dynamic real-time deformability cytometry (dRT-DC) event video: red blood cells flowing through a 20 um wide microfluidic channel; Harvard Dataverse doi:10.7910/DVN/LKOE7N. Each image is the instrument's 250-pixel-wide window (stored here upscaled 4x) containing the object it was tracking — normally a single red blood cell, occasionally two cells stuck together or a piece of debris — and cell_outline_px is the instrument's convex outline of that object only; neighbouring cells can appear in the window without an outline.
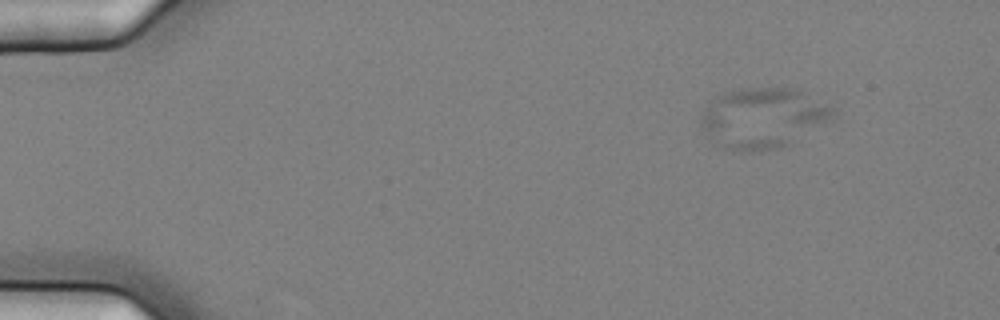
{"species": "common noctule bat (a hibernating species)", "species_latin": "Nyctalus noctula", "temperature_condition": "cold", "stored_images_in_passage": 51, "camera_frame_rate_fps": 3000, "um_per_image_px": 0.085, "animal": {"sex": "female", "body_mass_g": 25.1}, "frame": {"image": 1, "passage_image": 1, "time_ms": 0.0, "image_size_px": [1000, 320], "cell_outline_px": [[836, 116], [832, 120], [780, 148], [748, 152], [724, 148], [716, 144], [700, 124], [700, 116], [704, 108], [716, 96], [728, 92], [748, 88], [792, 88], [832, 104], [836, 108]], "centroid_in_image_um": [64.89, 10.02], "position_along_channel_um": 20.1, "area_um2": 46.36}}
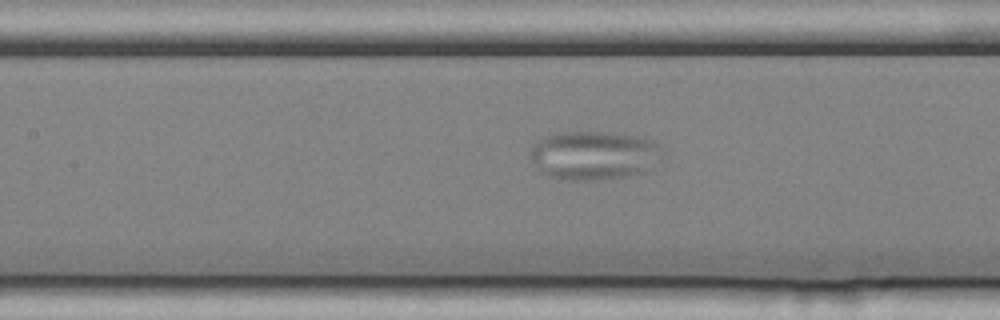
{"frame": {"image": 2, "passage_image": 21, "time_ms": 6.667, "image_size_px": [1000, 320], "cell_outline_px": [[664, 144], [660, 152], [648, 172], [624, 176], [596, 180], [564, 180], [548, 176], [540, 172], [532, 160], [532, 148], [544, 136], [556, 132], [604, 132], [632, 136], [652, 140]], "centroid_in_image_um": [50.47, 13.21], "position_along_channel_um": 156.9, "area_um2": 37.28}}
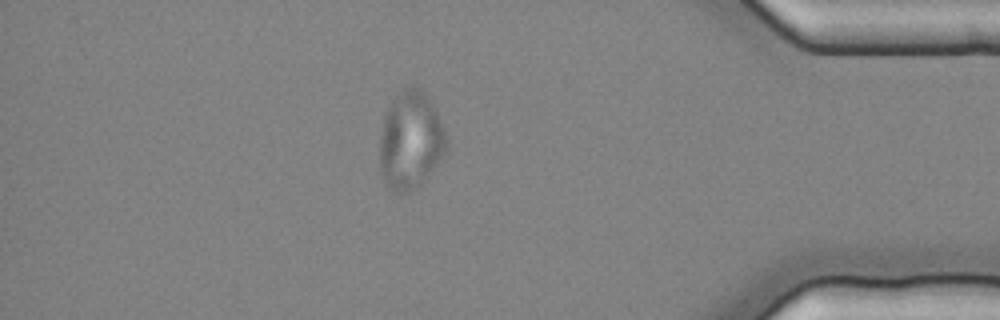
{"frame": {"image": 3, "passage_image": 44, "time_ms": 14.333, "image_size_px": [1000, 320], "cell_outline_px": [[448, 148], [420, 184], [412, 192], [396, 192], [388, 184], [380, 172], [380, 136], [384, 116], [392, 100], [404, 88], [416, 88], [424, 92], [436, 112], [444, 128], [448, 140]], "centroid_in_image_um": [34.89, 11.94], "position_along_channel_um": 400.3, "area_um2": 37.28}}